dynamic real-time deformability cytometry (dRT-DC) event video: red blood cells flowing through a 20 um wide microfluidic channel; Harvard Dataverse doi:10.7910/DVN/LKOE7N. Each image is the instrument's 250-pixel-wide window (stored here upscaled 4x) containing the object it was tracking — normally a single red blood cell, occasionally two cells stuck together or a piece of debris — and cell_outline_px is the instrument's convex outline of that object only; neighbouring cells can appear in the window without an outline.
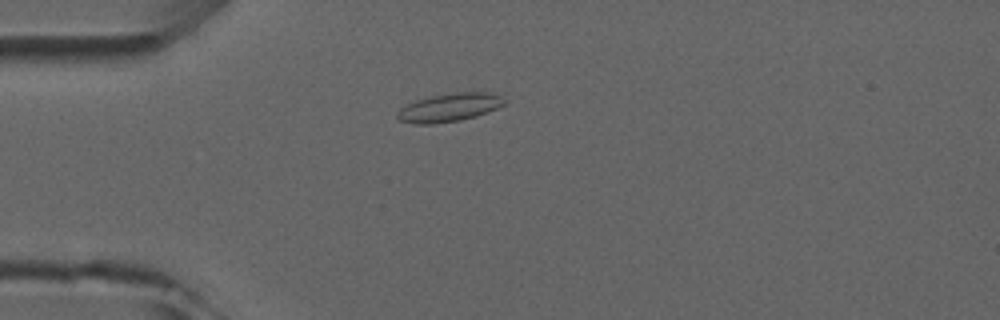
{"species": "common noctule bat (a hibernating species)", "species_latin": "Nyctalus noctula", "temperature_condition": "room temperature", "stored_images_in_passage": 5, "camera_frame_rate_fps": 3000, "um_per_image_px": 0.085, "animal": {"sex": "male", "forearm_length_mm": 52.5}, "frame": {"image": 1, "passage_image": 4, "time_ms": 3.667, "image_size_px": [1000, 320], "cell_outline_px": [[504, 104], [496, 108], [476, 116], [460, 120], [432, 124], [416, 124], [400, 120], [396, 116], [396, 112], [400, 108], [416, 100], [432, 96], [476, 88], [492, 92], [500, 96], [504, 100]], "centroid_in_image_um": [38.23, 9.09], "position_along_channel_um": 46.8, "area_um2": 18.03}}